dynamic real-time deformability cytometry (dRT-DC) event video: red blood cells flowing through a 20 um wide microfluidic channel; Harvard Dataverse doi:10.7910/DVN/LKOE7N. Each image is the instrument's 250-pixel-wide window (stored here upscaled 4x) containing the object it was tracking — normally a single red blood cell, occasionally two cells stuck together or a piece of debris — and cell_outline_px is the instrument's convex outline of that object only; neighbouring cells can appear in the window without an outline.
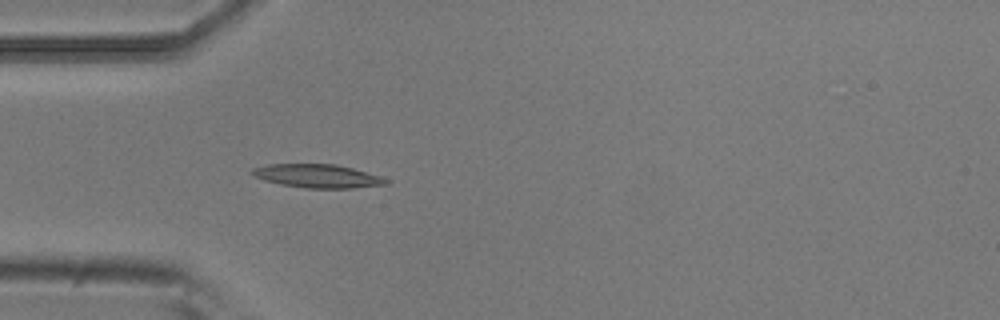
{"species": "common noctule bat (a hibernating species)", "species_latin": "Nyctalus noctula", "temperature_condition": "room temperature", "stored_images_in_passage": 4, "camera_frame_rate_fps": 3000, "um_per_image_px": 0.085, "animal": {"sex": "male", "body_mass_g": 20.5, "forearm_length_mm": 52.5}, "frame": {"image": 1, "passage_image": 4, "time_ms": 1.0, "image_size_px": [1000, 320], "cell_outline_px": [[388, 184], [352, 188], [304, 188], [280, 184], [264, 180], [252, 176], [252, 168], [268, 164], [336, 164], [352, 168], [380, 176], [388, 180]], "centroid_in_image_um": [26.96, 14.96], "position_along_channel_um": 58.0, "area_um2": 18.26}}